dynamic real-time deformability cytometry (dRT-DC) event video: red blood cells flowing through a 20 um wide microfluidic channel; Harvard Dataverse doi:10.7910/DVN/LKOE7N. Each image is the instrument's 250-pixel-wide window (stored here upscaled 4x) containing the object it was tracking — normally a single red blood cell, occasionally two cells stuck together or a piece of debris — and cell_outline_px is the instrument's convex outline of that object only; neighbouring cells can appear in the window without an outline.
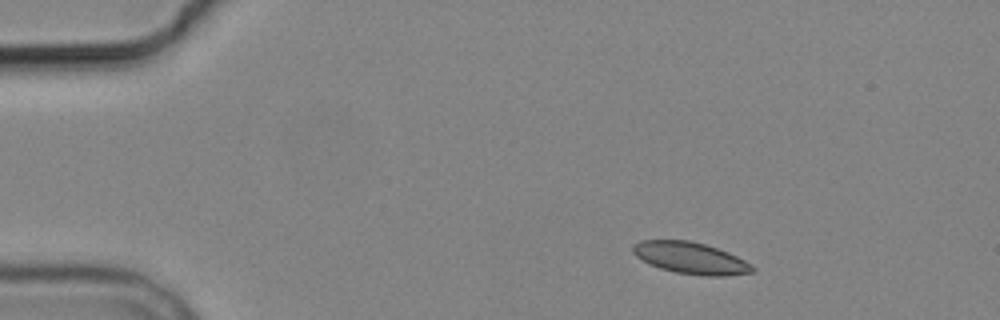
{"species": "common noctule bat (a hibernating species)", "species_latin": "Nyctalus noctula", "temperature_condition": "cold", "stored_images_in_passage": 4, "camera_frame_rate_fps": 3000, "um_per_image_px": 0.085, "animal": {"sex": "male", "body_mass_g": 19.2, "forearm_length_mm": 51.8}, "frame": {"image": 1, "passage_image": 2, "time_ms": 1.333, "image_size_px": [1000, 320], "cell_outline_px": [[756, 268], [752, 272], [724, 276], [704, 276], [676, 272], [660, 268], [636, 256], [632, 252], [632, 244], [640, 240], [688, 240], [704, 244], [728, 252], [752, 264]], "centroid_in_image_um": [58.7, 21.93], "position_along_channel_um": 26.3, "area_um2": 21.91}}